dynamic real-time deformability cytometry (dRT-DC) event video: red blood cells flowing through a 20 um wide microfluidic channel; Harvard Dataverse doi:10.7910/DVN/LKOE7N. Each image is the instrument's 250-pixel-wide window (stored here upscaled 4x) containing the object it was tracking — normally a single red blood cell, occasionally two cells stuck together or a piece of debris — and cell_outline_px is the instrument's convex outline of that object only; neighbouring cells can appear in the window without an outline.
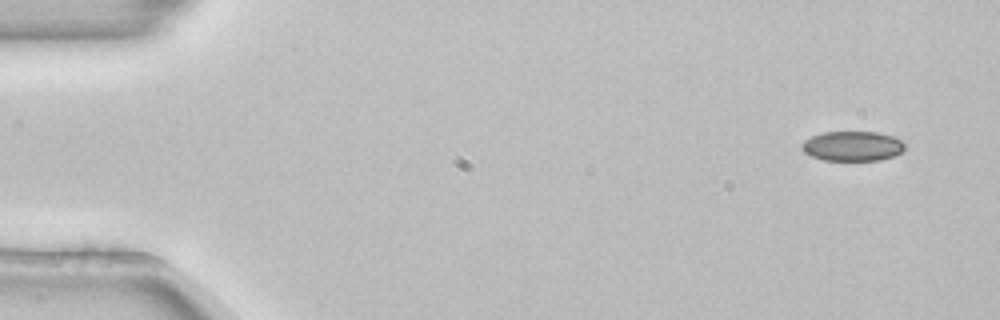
{"species": "common noctule bat (a hibernating species)", "species_latin": "Nyctalus noctula", "temperature_condition": "room temperature", "stored_images_in_passage": 4, "camera_frame_rate_fps": 3000, "um_per_image_px": 0.085, "animal": {"sex": "female", "body_mass_g": 22.7, "forearm_length_mm": 54.2}, "frame": {"image": 1, "passage_image": 1, "time_ms": 0.0, "image_size_px": [1000, 320], "cell_outline_px": [[904, 148], [900, 152], [892, 156], [880, 160], [824, 160], [812, 156], [804, 152], [800, 148], [800, 144], [804, 140], [812, 136], [824, 132], [876, 132], [892, 136], [900, 140], [904, 144]], "centroid_in_image_um": [72.41, 12.41], "position_along_channel_um": 12.6, "area_um2": 17.74}}